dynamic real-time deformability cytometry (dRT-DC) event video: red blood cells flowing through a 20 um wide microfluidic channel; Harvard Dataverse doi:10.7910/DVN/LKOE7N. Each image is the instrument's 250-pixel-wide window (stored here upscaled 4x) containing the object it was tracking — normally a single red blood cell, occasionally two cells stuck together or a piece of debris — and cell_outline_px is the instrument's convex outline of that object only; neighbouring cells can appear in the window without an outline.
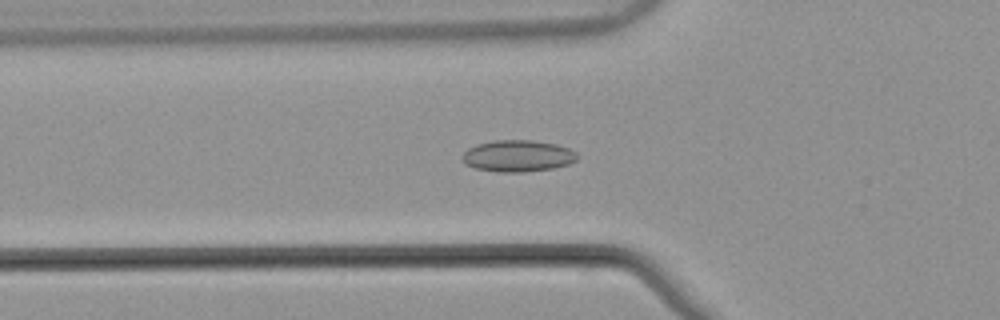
{"species": "common noctule bat (a hibernating species)", "species_latin": "Nyctalus noctula", "temperature_condition": "warm", "stored_images_in_passage": 54, "camera_frame_rate_fps": 3000, "um_per_image_px": 0.085, "animal": {"sex": "male", "body_mass_g": 21.5, "forearm_length_mm": 52.0}, "frame": {"image": 1, "passage_image": 19, "time_ms": 6.0, "image_size_px": [1000, 320], "cell_outline_px": [[580, 156], [576, 160], [568, 164], [552, 168], [524, 172], [496, 172], [476, 168], [464, 164], [460, 156], [468, 148], [476, 144], [492, 140], [532, 140], [556, 144], [568, 148], [576, 152]], "centroid_in_image_um": [43.98, 13.25], "position_along_channel_um": 81.8, "area_um2": 21.39}}
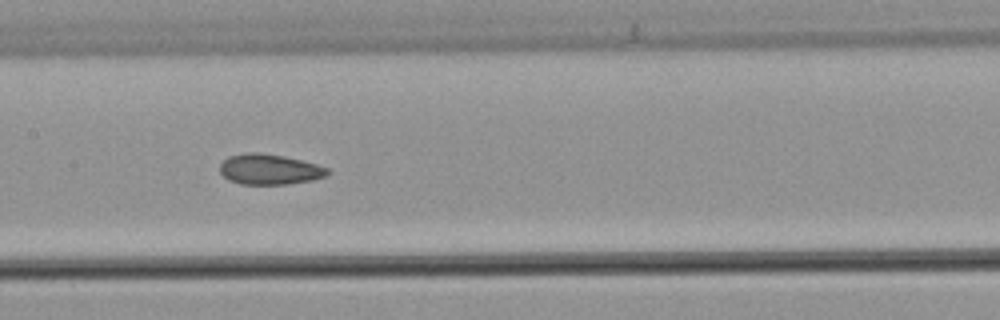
{"frame": {"image": 2, "passage_image": 27, "time_ms": 8.667, "image_size_px": [1000, 320], "cell_outline_px": [[328, 176], [312, 180], [288, 184], [240, 184], [228, 180], [220, 172], [220, 164], [228, 156], [248, 152], [260, 152], [284, 156], [316, 164], [328, 168]], "centroid_in_image_um": [22.89, 14.39], "position_along_channel_um": 184.5, "area_um2": 19.13}}
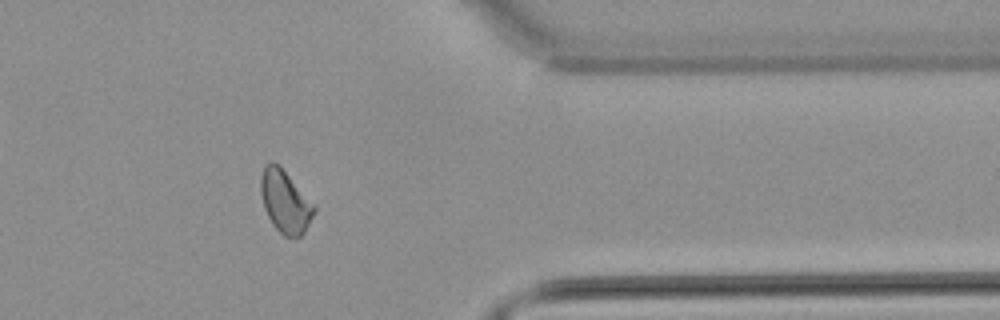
{"frame": {"image": 3, "passage_image": 44, "time_ms": 14.333, "image_size_px": [1000, 320], "cell_outline_px": [[316, 208], [304, 232], [300, 236], [284, 236], [272, 224], [264, 208], [260, 192], [260, 176], [264, 168], [272, 160], [316, 204]], "centroid_in_image_um": [24.23, 17.15], "position_along_channel_um": 387.2, "area_um2": 19.02}, "authors_computed_cell_mechanics": {"area_um2": 19.5364, "velocity_mm_per_s": 3.8397, "shape_relaxation_time_tau1_ms": null, "shape_relaxation_time_tau2_ms": 2.598, "deformation_change_tau1": null, "deformation_change_tau2": 0.0807}}